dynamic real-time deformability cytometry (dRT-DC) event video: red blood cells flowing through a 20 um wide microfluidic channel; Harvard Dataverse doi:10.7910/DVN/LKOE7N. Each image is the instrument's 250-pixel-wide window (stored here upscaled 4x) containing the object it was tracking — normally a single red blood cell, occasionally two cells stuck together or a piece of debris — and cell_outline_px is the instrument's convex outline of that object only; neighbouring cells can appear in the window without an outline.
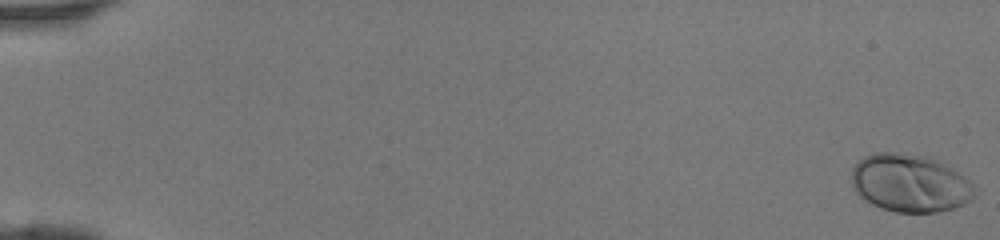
{"species": "human", "species_latin": "Homo sapiens", "temperature_condition": "room temperature", "stored_images_in_passage": 47, "camera_frame_rate_fps": 3000, "um_per_image_px": 0.085, "donor": {"sex": "female"}, "frame": {"image": 1, "passage_image": 1, "time_ms": 0.0, "image_size_px": [1000, 240], "cell_outline_px": [[980, 192], [972, 200], [964, 204], [952, 208], [936, 212], [896, 212], [880, 208], [872, 204], [860, 196], [852, 188], [852, 168], [864, 156], [876, 152], [896, 152], [932, 156], [940, 160], [972, 180], [980, 188]], "centroid_in_image_um": [77.44, 15.55], "position_along_channel_um": 7.6, "area_um2": 42.54}}
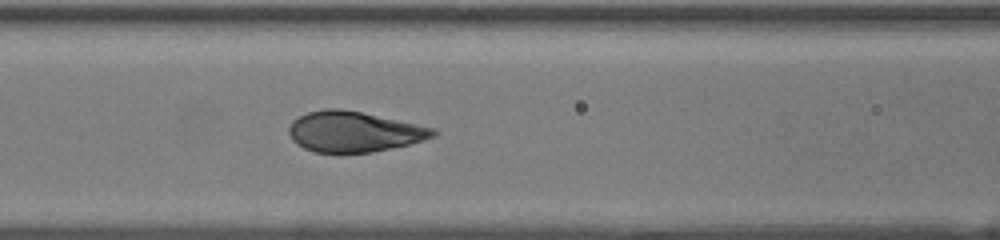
{"frame": {"image": 2, "passage_image": 22, "time_ms": 7.0, "image_size_px": [1000, 240], "cell_outline_px": [[436, 136], [408, 144], [372, 152], [312, 152], [296, 144], [292, 140], [288, 132], [288, 128], [292, 120], [308, 112], [324, 108], [340, 108], [360, 112], [436, 128]], "centroid_in_image_um": [30.04, 11.19], "position_along_channel_um": 136.6, "area_um2": 33.87}}
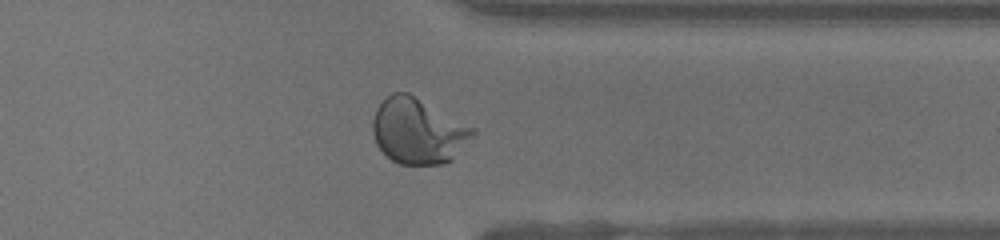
{"frame": {"image": 3, "passage_image": 38, "time_ms": 12.333, "image_size_px": [1000, 240], "cell_outline_px": [[476, 132], [452, 160], [444, 164], [400, 164], [392, 160], [376, 144], [372, 132], [372, 120], [376, 108], [392, 92], [408, 92], [476, 128]], "centroid_in_image_um": [35.54, 11.13], "position_along_channel_um": 375.9, "area_um2": 38.21}}